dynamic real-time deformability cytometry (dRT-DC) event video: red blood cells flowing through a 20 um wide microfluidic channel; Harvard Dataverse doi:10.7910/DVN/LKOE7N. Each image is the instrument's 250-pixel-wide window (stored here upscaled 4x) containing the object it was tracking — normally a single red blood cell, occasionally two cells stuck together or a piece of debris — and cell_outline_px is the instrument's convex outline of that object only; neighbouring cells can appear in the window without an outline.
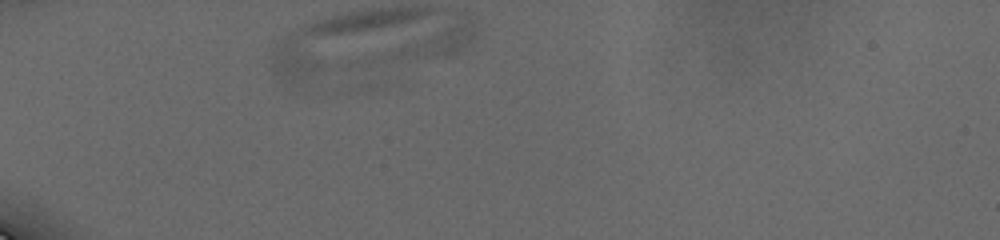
{"species": "human", "species_latin": "Homo sapiens", "temperature_condition": "cold", "stored_images_in_passage": 4, "camera_frame_rate_fps": 3000, "um_per_image_px": 0.085, "donor": {"sex": "male"}, "frame": {"image": 1, "passage_image": 1, "time_ms": 0.0, "image_size_px": [1000, 240], "cell_outline_px": [[476, 40], [452, 56], [344, 68], [332, 68], [332, 64], [464, 12], [476, 20]], "centroid_in_image_um": [35.7, 3.74], "position_along_channel_um": 49.3, "area_um2": 24.97}}